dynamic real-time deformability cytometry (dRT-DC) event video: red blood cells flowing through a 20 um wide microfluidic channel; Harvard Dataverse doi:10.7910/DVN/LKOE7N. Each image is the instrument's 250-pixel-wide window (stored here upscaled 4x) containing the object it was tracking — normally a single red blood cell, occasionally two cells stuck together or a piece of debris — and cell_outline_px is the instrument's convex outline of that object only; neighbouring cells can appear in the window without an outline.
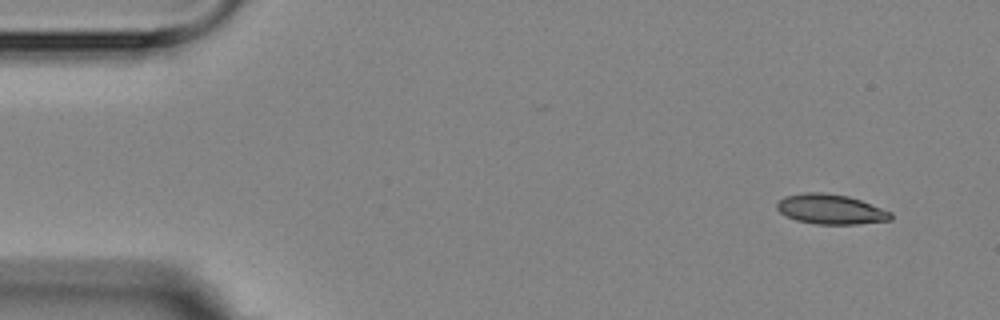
{"species": "Egyptian fruit bat (a non-hibernating species)", "species_latin": "Rousettus aegyptiacus", "temperature_condition": "room temperature", "stored_images_in_passage": 4, "camera_frame_rate_fps": 3000, "um_per_image_px": 0.085, "animal": {"sex": "female"}, "frame": {"image": 1, "passage_image": 1, "time_ms": 0.0, "image_size_px": [1000, 320], "cell_outline_px": [[892, 220], [856, 224], [816, 224], [796, 220], [780, 212], [776, 208], [776, 204], [784, 196], [804, 192], [824, 192], [848, 196], [860, 200], [892, 212]], "centroid_in_image_um": [70.6, 17.78], "position_along_channel_um": 14.4, "area_um2": 19.83}}
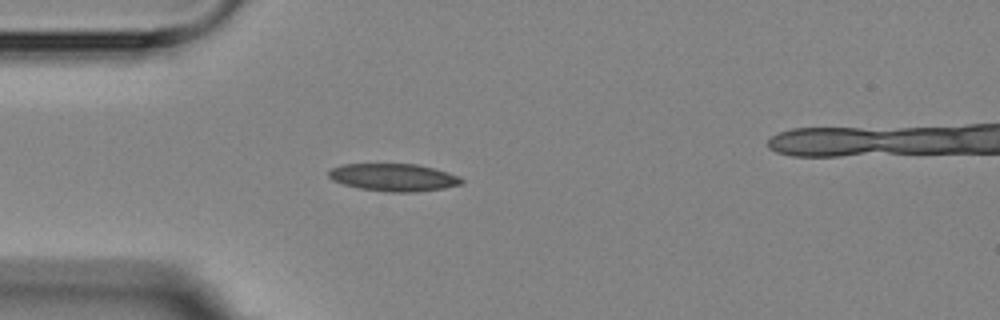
{"frame": {"image": 2, "passage_image": 4, "time_ms": 3.667, "image_size_px": [1000, 320], "cell_outline_px": [[464, 184], [444, 188], [416, 192], [388, 192], [360, 188], [344, 184], [332, 180], [328, 176], [328, 172], [332, 168], [340, 164], [416, 164], [448, 172], [464, 180]], "centroid_in_image_um": [33.45, 15.08], "position_along_channel_um": 51.5, "area_um2": 21.27}}